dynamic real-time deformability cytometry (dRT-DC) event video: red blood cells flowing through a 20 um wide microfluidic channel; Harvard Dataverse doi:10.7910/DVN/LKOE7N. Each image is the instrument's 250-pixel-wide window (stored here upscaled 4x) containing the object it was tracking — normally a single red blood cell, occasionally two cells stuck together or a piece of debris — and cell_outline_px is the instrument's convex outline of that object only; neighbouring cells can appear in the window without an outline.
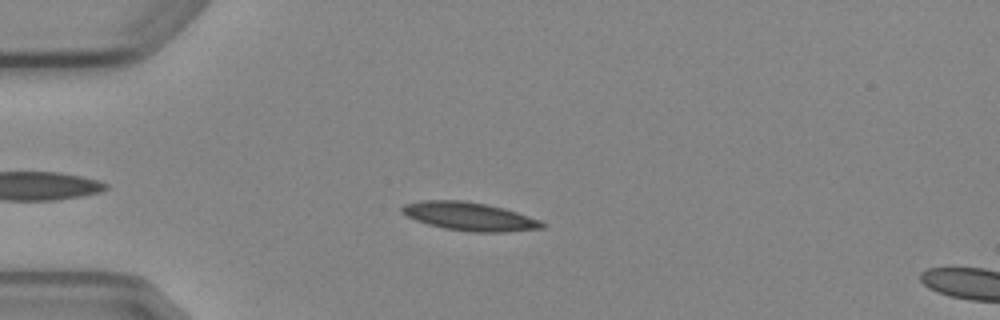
{"species": "Egyptian fruit bat (a non-hibernating species)", "species_latin": "Rousettus aegyptiacus", "temperature_condition": "cold", "stored_images_in_passage": 9, "camera_frame_rate_fps": 3000, "um_per_image_px": 0.085, "animal": {"sex": "female"}, "frame": {"image": 1, "passage_image": 4, "time_ms": 3.667, "image_size_px": [1000, 320], "cell_outline_px": [[548, 224], [544, 228], [504, 232], [472, 232], [444, 228], [428, 224], [416, 220], [400, 212], [400, 208], [404, 204], [420, 200], [464, 200], [488, 204], [504, 208], [540, 220]], "centroid_in_image_um": [39.91, 18.39], "position_along_channel_um": 45.1, "area_um2": 23.29}}
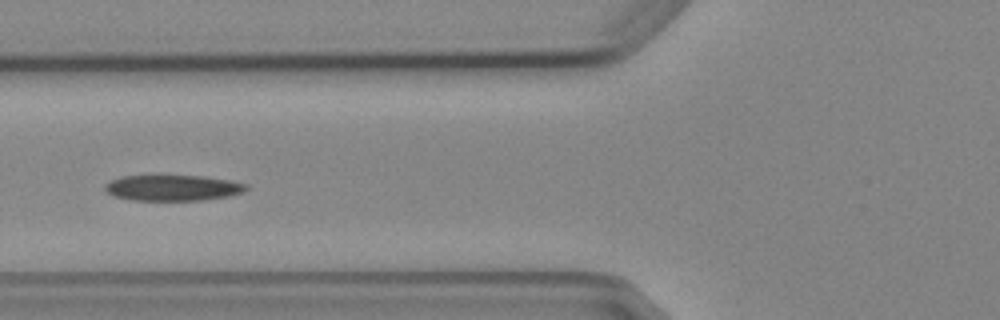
{"frame": {"image": 2, "passage_image": 6, "time_ms": 6.0, "image_size_px": [1000, 320], "cell_outline_px": [[248, 188], [244, 192], [228, 196], [204, 200], [132, 200], [112, 196], [104, 188], [104, 184], [120, 176], [160, 172], [204, 176], [228, 180], [248, 184]], "centroid_in_image_um": [14.63, 15.91], "position_along_channel_um": 111.2, "area_um2": 22.43}}